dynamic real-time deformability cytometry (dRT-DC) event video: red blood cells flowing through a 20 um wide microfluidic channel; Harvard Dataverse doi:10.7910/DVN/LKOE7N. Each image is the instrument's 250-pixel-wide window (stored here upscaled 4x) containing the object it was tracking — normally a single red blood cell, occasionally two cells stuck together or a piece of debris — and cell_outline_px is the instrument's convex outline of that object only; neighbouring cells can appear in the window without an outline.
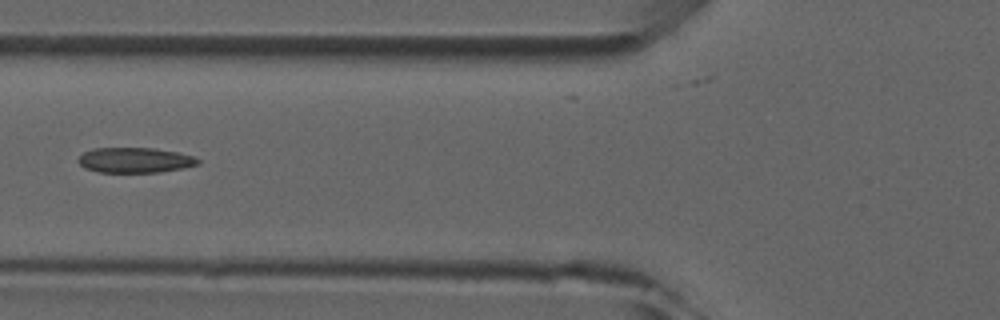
{"species": "common noctule bat (a hibernating species)", "species_latin": "Nyctalus noctula", "temperature_condition": "room temperature", "stored_images_in_passage": 6, "camera_frame_rate_fps": 3000, "um_per_image_px": 0.085, "animal": {"sex": "male", "forearm_length_mm": 52.5}, "frame": {"image": 1, "passage_image": 5, "time_ms": 4.333, "image_size_px": [1000, 320], "cell_outline_px": [[200, 164], [160, 172], [100, 172], [84, 168], [76, 160], [84, 152], [92, 148], [156, 148], [176, 152], [192, 156], [200, 160]], "centroid_in_image_um": [11.44, 13.61], "position_along_channel_um": 114.4, "area_um2": 17.51}}